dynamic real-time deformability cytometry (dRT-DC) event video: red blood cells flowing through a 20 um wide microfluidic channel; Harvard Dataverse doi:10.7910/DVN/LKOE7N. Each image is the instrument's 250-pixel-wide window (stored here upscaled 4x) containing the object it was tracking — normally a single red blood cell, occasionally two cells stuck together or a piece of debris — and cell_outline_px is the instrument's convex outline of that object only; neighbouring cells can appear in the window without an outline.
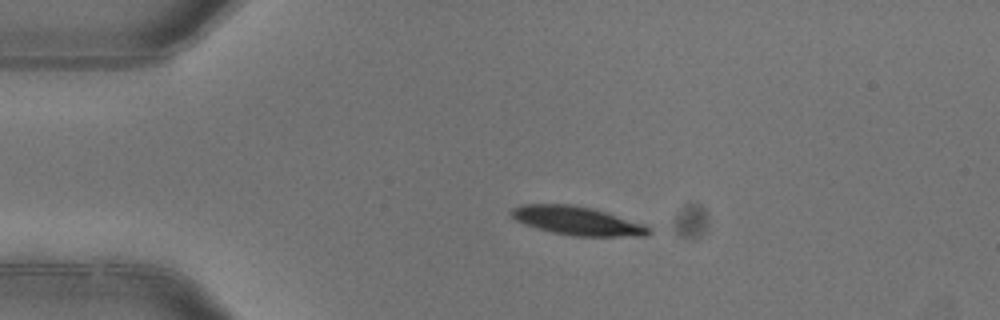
{"species": "common noctule bat (a hibernating species)", "species_latin": "Nyctalus noctula", "temperature_condition": "warm", "stored_images_in_passage": 1, "camera_frame_rate_fps": 3000, "um_per_image_px": 0.085, "animal": {"sex": "female"}, "frame": {"image": 1, "passage_image": 1, "time_ms": 0.0, "image_size_px": [1000, 320], "cell_outline_px": [[652, 232], [648, 236], [572, 236], [552, 232], [536, 228], [516, 220], [512, 216], [512, 208], [520, 204], [572, 204], [592, 208], [644, 224], [652, 228]], "centroid_in_image_um": [49.09, 18.77], "position_along_channel_um": 35.9, "area_um2": 22.89}}